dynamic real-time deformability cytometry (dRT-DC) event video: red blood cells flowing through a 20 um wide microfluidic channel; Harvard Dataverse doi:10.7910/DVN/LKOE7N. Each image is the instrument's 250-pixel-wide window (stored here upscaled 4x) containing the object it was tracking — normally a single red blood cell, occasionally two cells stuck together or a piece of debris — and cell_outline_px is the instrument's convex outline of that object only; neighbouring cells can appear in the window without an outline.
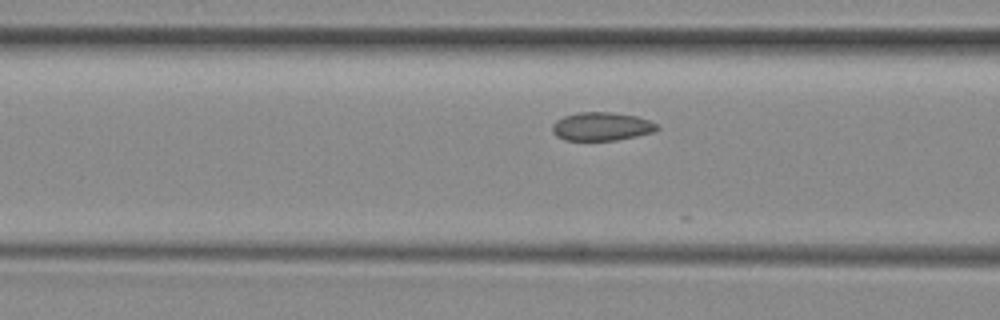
{"species": "common noctule bat (a hibernating species)", "species_latin": "Nyctalus noctula", "temperature_condition": "room temperature", "stored_images_in_passage": 12, "camera_frame_rate_fps": 3000, "um_per_image_px": 0.085, "animal": {"sex": "female", "body_mass_g": 29.2, "forearm_length_mm": 56.3}, "frame": {"image": 1, "passage_image": 7, "time_ms": 2.0, "image_size_px": [1000, 320], "cell_outline_px": [[660, 128], [652, 132], [636, 136], [616, 140], [564, 140], [556, 136], [552, 132], [552, 124], [556, 120], [564, 116], [576, 112], [608, 112], [636, 116], [660, 124]], "centroid_in_image_um": [51.12, 10.75], "position_along_channel_um": 115.5, "area_um2": 17.4}}